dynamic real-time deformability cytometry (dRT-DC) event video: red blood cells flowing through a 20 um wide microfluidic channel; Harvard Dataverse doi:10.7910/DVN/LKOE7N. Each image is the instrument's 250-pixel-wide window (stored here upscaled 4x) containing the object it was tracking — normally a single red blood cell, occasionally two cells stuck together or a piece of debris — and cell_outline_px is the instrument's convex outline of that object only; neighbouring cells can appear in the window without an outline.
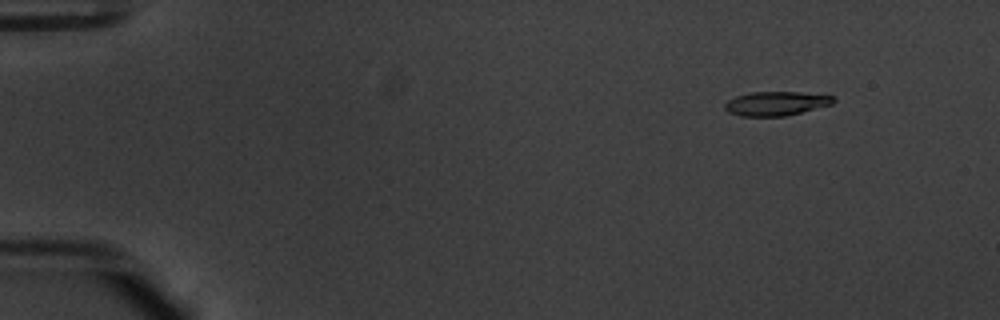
{"species": "common noctule bat (a hibernating species)", "species_latin": "Nyctalus noctula", "temperature_condition": "warm", "stored_images_in_passage": 54, "camera_frame_rate_fps": 3000, "um_per_image_px": 0.085, "animal": {"sex": "male", "body_mass_g": 20.1, "forearm_length_mm": 53.5}, "frame": {"image": 1, "passage_image": 6, "time_ms": 1.667, "image_size_px": [1000, 320], "cell_outline_px": [[836, 100], [832, 104], [784, 116], [740, 116], [728, 112], [724, 108], [724, 104], [728, 100], [736, 96], [752, 92], [800, 92], [832, 96]], "centroid_in_image_um": [65.93, 8.79], "position_along_channel_um": 19.1, "area_um2": 15.09}}
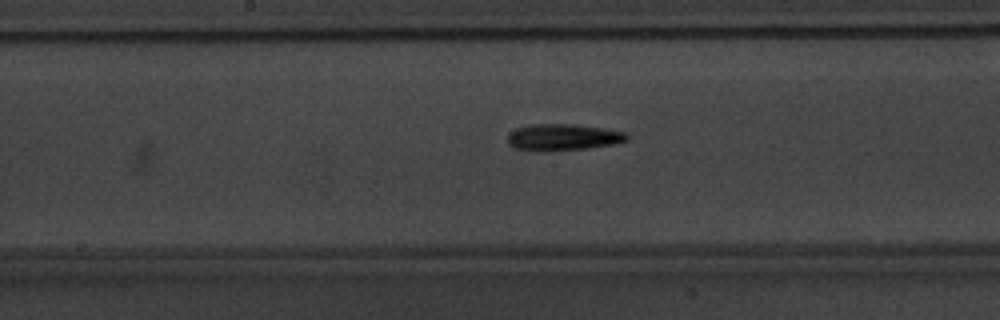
{"frame": {"image": 2, "passage_image": 29, "time_ms": 9.333, "image_size_px": [1000, 320], "cell_outline_px": [[628, 140], [616, 144], [588, 148], [544, 152], [532, 152], [512, 148], [508, 144], [508, 136], [516, 128], [532, 124], [572, 124], [604, 128], [624, 132], [628, 136]], "centroid_in_image_um": [47.82, 11.69], "position_along_channel_um": 200.4, "area_um2": 18.79}}
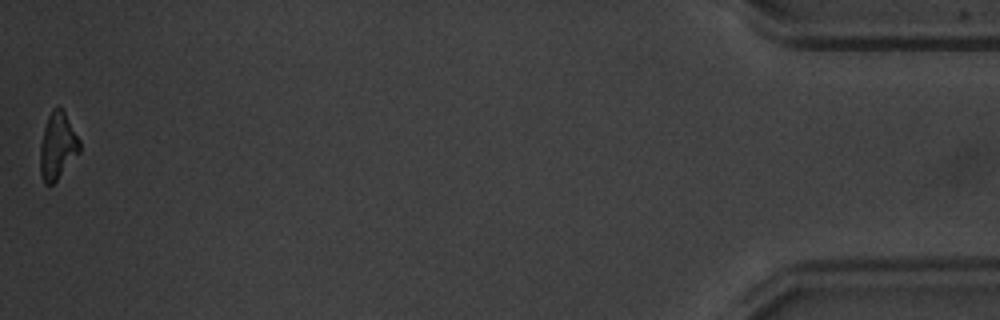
{"frame": {"image": 3, "passage_image": 54, "time_ms": 17.667, "image_size_px": [1000, 320], "cell_outline_px": [[80, 152], [56, 180], [52, 184], [44, 184], [40, 172], [40, 144], [44, 128], [48, 116], [52, 108], [60, 108], [64, 112], [80, 140]], "centroid_in_image_um": [4.88, 12.42], "position_along_channel_um": 430.3, "area_um2": 15.14}, "authors_computed_cell_mechanics": {"area_um2": 16.2996, "velocity_mm_per_s": 3.8063, "shape_relaxation_time_tau1_ms": 3.4736, "shape_relaxation_time_tau2_ms": null, "deformation_change_tau1": 0.151, "deformation_change_tau2": null}}